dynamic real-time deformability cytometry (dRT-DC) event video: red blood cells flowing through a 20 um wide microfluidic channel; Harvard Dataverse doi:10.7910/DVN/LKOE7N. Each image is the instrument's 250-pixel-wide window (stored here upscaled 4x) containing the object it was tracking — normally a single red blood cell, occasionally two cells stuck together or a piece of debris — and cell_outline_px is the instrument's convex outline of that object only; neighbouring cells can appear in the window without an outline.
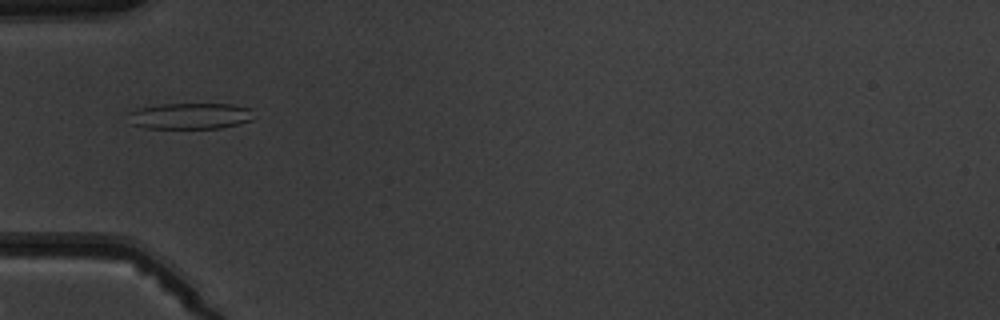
{"species": "common noctule bat (a hibernating species)", "species_latin": "Nyctalus noctula", "temperature_condition": "warm", "stored_images_in_passage": 5, "camera_frame_rate_fps": 3000, "um_per_image_px": 0.085, "animal": {"sex": "male", "body_mass_g": 19.5, "forearm_length_mm": 54.6}, "frame": {"image": 1, "passage_image": 5, "time_ms": 4.667, "image_size_px": [1000, 320], "cell_outline_px": [[252, 120], [220, 128], [144, 128], [132, 124], [128, 112], [136, 108], [156, 104], [232, 104], [252, 108]], "centroid_in_image_um": [16.14, 9.85], "position_along_channel_um": 68.9, "area_um2": 19.19}}